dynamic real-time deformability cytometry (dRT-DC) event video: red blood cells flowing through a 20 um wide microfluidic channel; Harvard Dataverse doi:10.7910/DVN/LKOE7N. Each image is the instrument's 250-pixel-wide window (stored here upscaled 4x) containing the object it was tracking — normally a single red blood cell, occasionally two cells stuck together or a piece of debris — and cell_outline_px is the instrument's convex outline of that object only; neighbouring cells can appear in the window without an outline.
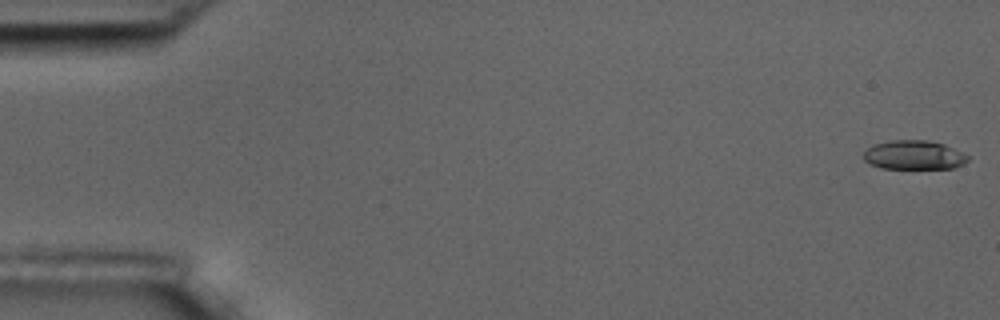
{"species": "common noctule bat (a hibernating species)", "species_latin": "Nyctalus noctula", "temperature_condition": "room temperature", "stored_images_in_passage": 5, "camera_frame_rate_fps": 3000, "um_per_image_px": 0.085, "animal": {"sex": "male", "body_mass_g": 17.5, "forearm_length_mm": 52.3}, "frame": {"image": 1, "passage_image": 1, "time_ms": 0.0, "image_size_px": [1000, 320], "cell_outline_px": [[968, 160], [952, 168], [880, 168], [868, 164], [864, 160], [864, 152], [872, 144], [888, 140], [928, 140], [944, 144], [968, 156]], "centroid_in_image_um": [77.61, 13.17], "position_along_channel_um": 7.4, "area_um2": 17.57}}
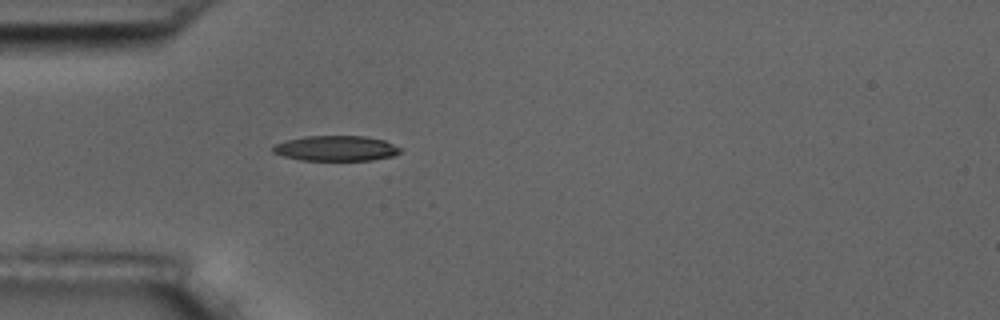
{"frame": {"image": 2, "passage_image": 5, "time_ms": 5.333, "image_size_px": [1000, 320], "cell_outline_px": [[404, 148], [400, 152], [392, 156], [372, 160], [300, 160], [284, 156], [272, 152], [272, 144], [304, 136], [364, 136], [384, 140]], "centroid_in_image_um": [28.57, 12.6], "position_along_channel_um": 56.4, "area_um2": 18.84}}